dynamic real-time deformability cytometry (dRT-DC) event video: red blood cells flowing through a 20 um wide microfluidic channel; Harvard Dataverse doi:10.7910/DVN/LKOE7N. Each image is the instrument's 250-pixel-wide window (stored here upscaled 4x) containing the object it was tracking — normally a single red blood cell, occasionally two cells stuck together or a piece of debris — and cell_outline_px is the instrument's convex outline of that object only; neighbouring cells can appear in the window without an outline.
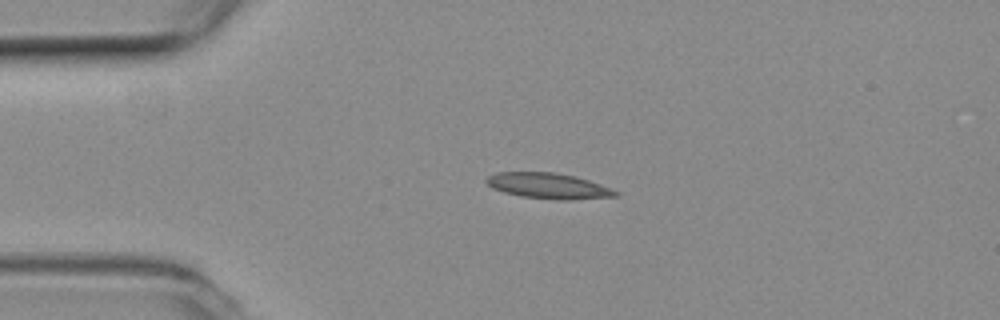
{"species": "common noctule bat (a hibernating species)", "species_latin": "Nyctalus noctula", "temperature_condition": "room temperature", "stored_images_in_passage": 4, "camera_frame_rate_fps": 3000, "um_per_image_px": 0.085, "animal": {"sex": "female", "body_mass_g": 19.3, "forearm_length_mm": 54.1}, "frame": {"image": 1, "passage_image": 3, "time_ms": 0.667, "image_size_px": [1000, 320], "cell_outline_px": [[620, 196], [572, 200], [556, 200], [520, 196], [504, 192], [492, 188], [484, 180], [488, 176], [496, 172], [552, 172], [576, 176], [612, 188], [620, 192]], "centroid_in_image_um": [46.65, 15.8], "position_along_channel_um": 38.4, "area_um2": 19.54}}